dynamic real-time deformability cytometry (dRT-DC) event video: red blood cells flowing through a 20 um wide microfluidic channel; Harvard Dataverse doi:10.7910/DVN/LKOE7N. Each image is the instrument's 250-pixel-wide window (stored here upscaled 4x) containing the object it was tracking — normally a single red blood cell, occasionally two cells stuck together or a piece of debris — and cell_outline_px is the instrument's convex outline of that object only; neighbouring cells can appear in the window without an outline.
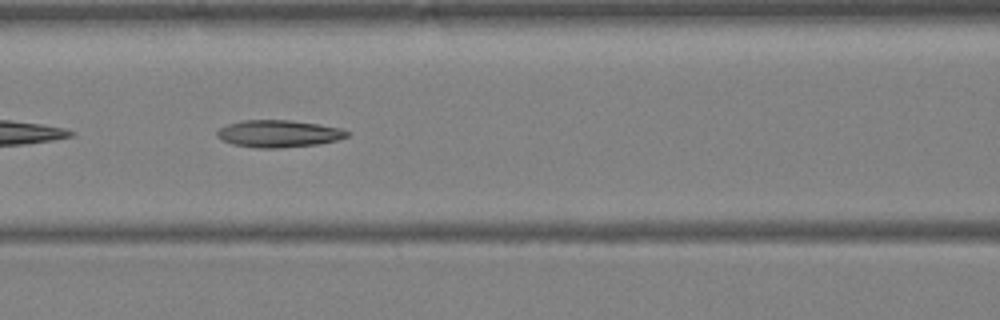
{"species": "Egyptian fruit bat (a non-hibernating species)", "species_latin": "Rousettus aegyptiacus", "temperature_condition": "warm", "stored_images_in_passage": 35, "camera_frame_rate_fps": 3000, "um_per_image_px": 0.085, "animal": {"sex": "female"}, "frame": {"image": 1, "passage_image": 17, "time_ms": 5.333, "image_size_px": [1000, 320], "cell_outline_px": [[348, 136], [340, 140], [316, 144], [280, 148], [256, 148], [232, 144], [216, 136], [216, 132], [220, 128], [228, 124], [240, 120], [288, 120], [320, 124], [340, 128], [348, 132]], "centroid_in_image_um": [23.68, 11.36], "position_along_channel_um": 142.9, "area_um2": 20.58}}
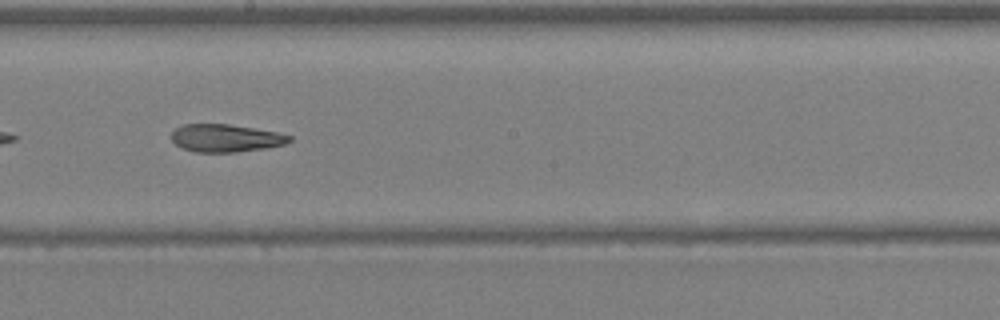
{"frame": {"image": 2, "passage_image": 22, "time_ms": 7.0, "image_size_px": [1000, 320], "cell_outline_px": [[292, 140], [284, 144], [268, 148], [236, 152], [196, 152], [184, 148], [176, 144], [172, 140], [172, 132], [176, 128], [184, 124], [228, 124], [276, 132], [292, 136]], "centroid_in_image_um": [19.2, 11.74], "position_along_channel_um": 229.0, "area_um2": 18.9}}
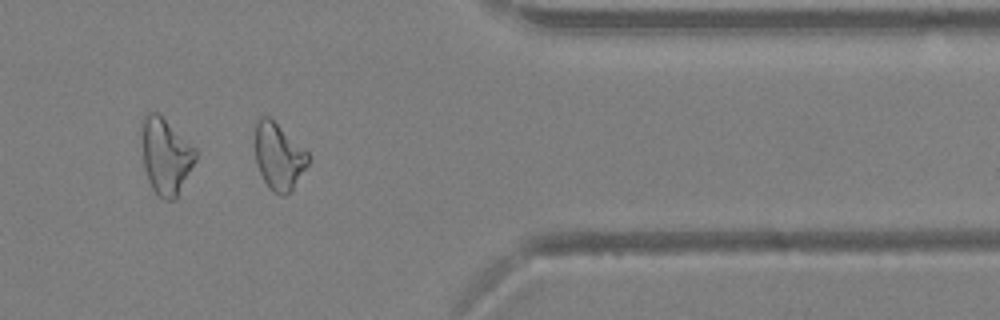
{"frame": {"image": 3, "passage_image": 32, "time_ms": 10.333, "image_size_px": [1000, 320], "cell_outline_px": [[312, 160], [292, 188], [284, 196], [280, 196], [272, 192], [268, 188], [256, 164], [256, 120], [260, 116], [268, 116], [308, 152], [312, 156]], "centroid_in_image_um": [23.71, 13.32], "position_along_channel_um": 387.7, "area_um2": 20.58}}